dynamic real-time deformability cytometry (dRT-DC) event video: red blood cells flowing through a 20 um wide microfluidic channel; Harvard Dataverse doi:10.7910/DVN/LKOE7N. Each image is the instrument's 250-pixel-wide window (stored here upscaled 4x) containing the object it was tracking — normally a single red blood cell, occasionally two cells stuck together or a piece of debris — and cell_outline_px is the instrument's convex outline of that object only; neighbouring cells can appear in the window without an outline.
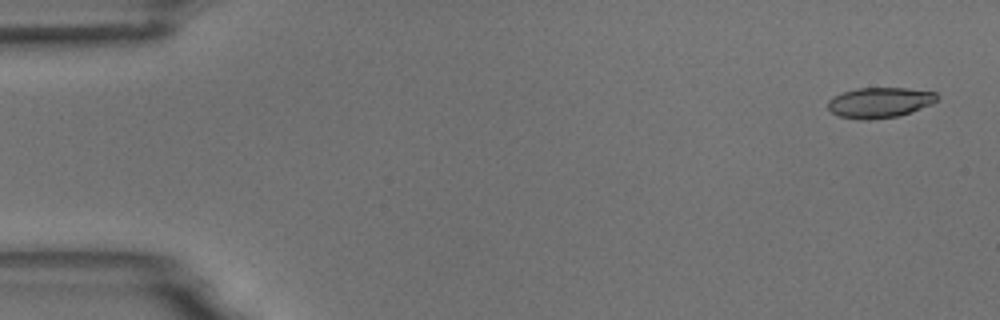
{"species": "common noctule bat (a hibernating species)", "species_latin": "Nyctalus noctula", "temperature_condition": "room temperature", "stored_images_in_passage": 4, "camera_frame_rate_fps": 3000, "um_per_image_px": 0.085, "animal": {"sex": "male", "body_mass_g": 18.8}, "frame": {"image": 1, "passage_image": 1, "time_ms": 0.0, "image_size_px": [1000, 320], "cell_outline_px": [[940, 96], [932, 104], [912, 112], [896, 116], [872, 120], [860, 120], [840, 116], [832, 112], [828, 108], [828, 100], [832, 96], [856, 88], [908, 88], [936, 92]], "centroid_in_image_um": [74.78, 8.71], "position_along_channel_um": 10.2, "area_um2": 19.48}}
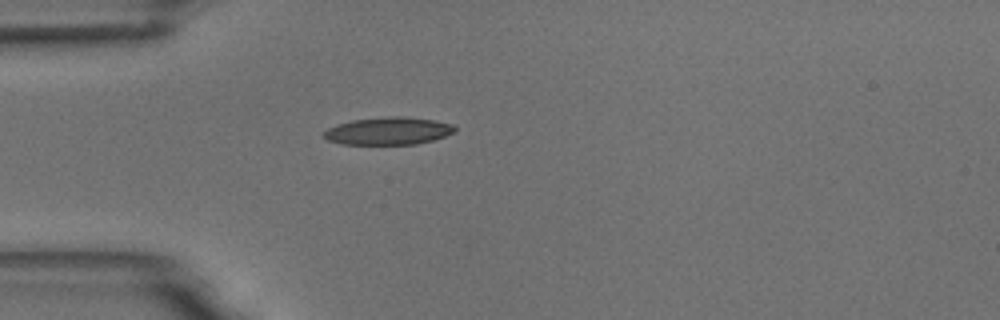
{"frame": {"image": 2, "passage_image": 4, "time_ms": 4.333, "image_size_px": [1000, 320], "cell_outline_px": [[456, 132], [432, 140], [416, 144], [344, 144], [328, 140], [324, 136], [324, 132], [328, 128], [352, 120], [392, 116], [404, 116], [436, 120], [452, 124], [456, 128]], "centroid_in_image_um": [33.06, 11.12], "position_along_channel_um": 51.9, "area_um2": 20.87}}